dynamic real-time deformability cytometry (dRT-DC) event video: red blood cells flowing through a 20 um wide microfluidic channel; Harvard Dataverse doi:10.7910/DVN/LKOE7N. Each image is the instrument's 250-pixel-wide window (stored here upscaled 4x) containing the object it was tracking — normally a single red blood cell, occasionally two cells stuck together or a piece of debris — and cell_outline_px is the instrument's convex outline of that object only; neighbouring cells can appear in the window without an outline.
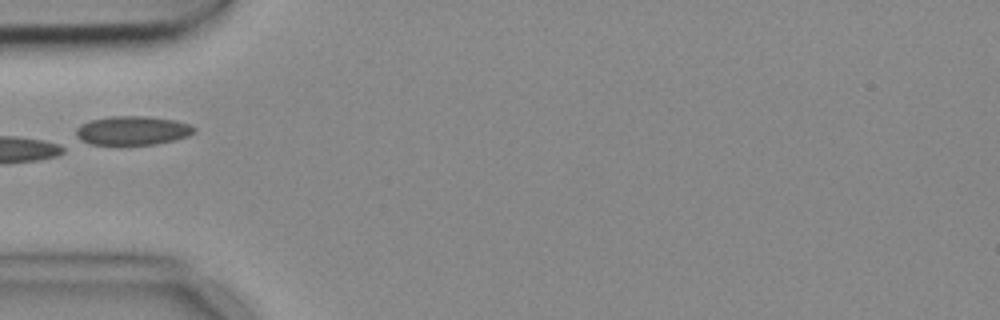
{"species": "common noctule bat (a hibernating species)", "species_latin": "Nyctalus noctula", "temperature_condition": "cold", "stored_images_in_passage": 6, "camera_frame_rate_fps": 3000, "um_per_image_px": 0.085, "animal": {"sex": "female", "body_mass_g": 18.4}, "frame": {"image": 1, "passage_image": 4, "time_ms": 1.0, "image_size_px": [1000, 320], "cell_outline_px": [[196, 132], [188, 136], [176, 140], [156, 144], [120, 148], [88, 144], [80, 140], [76, 136], [76, 128], [80, 124], [92, 120], [108, 116], [148, 116], [176, 120], [188, 124], [196, 128]], "centroid_in_image_um": [11.23, 11.15], "position_along_channel_um": 73.8, "area_um2": 21.04}}
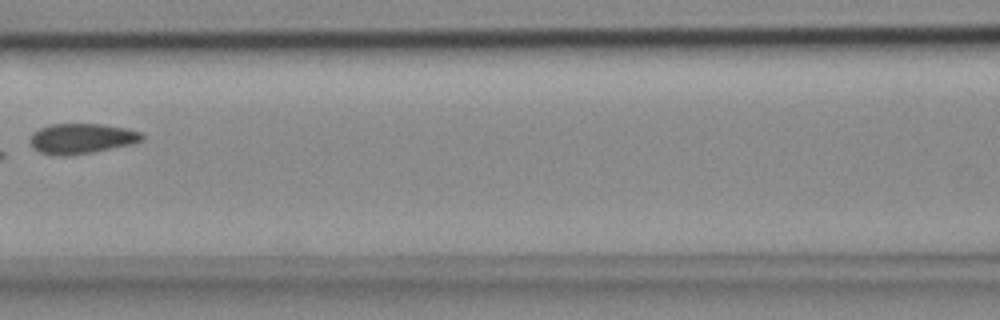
{"frame": {"image": 2, "passage_image": 6, "time_ms": 1.667, "image_size_px": [1000, 320], "cell_outline_px": [[144, 140], [132, 144], [92, 152], [68, 156], [56, 156], [40, 152], [32, 148], [28, 140], [32, 132], [48, 124], [104, 124], [124, 128], [140, 132], [144, 136]], "centroid_in_image_um": [6.88, 11.78], "position_along_channel_um": 159.7, "area_um2": 19.94}}